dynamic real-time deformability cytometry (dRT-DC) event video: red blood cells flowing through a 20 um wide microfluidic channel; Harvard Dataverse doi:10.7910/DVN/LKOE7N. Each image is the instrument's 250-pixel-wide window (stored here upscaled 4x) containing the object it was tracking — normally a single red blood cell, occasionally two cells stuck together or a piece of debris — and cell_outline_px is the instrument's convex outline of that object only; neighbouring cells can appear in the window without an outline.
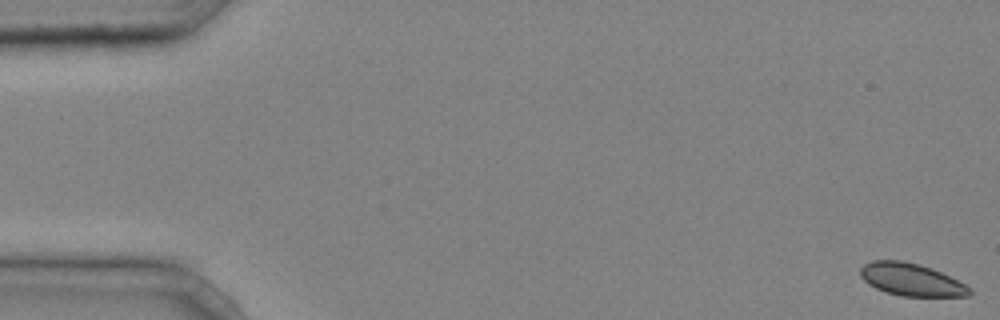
{"species": "common noctule bat (a hibernating species)", "species_latin": "Nyctalus noctula", "temperature_condition": "cold", "stored_images_in_passage": 9, "camera_frame_rate_fps": 3000, "um_per_image_px": 0.085, "animal": {"sex": "male", "body_mass_g": 20.4}, "frame": {"image": 1, "passage_image": 1, "time_ms": 0.0, "image_size_px": [1000, 320], "cell_outline_px": [[972, 292], [968, 296], [900, 296], [884, 292], [868, 284], [860, 276], [860, 268], [864, 264], [872, 260], [900, 260], [920, 264], [932, 268], [972, 288]], "centroid_in_image_um": [77.42, 23.76], "position_along_channel_um": 7.6, "area_um2": 20.69}}